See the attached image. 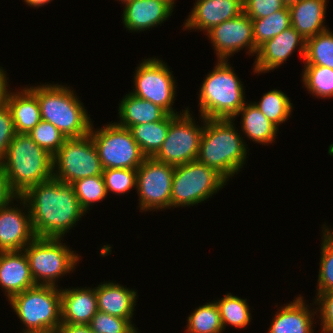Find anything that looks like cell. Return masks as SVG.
Segmentation results:
<instances>
[{
  "label": "cell",
  "mask_w": 333,
  "mask_h": 333,
  "mask_svg": "<svg viewBox=\"0 0 333 333\" xmlns=\"http://www.w3.org/2000/svg\"><path fill=\"white\" fill-rule=\"evenodd\" d=\"M15 200L21 208L13 201L0 208V252L22 251L36 237L26 201L21 196Z\"/></svg>",
  "instance_id": "cell-15"
},
{
  "label": "cell",
  "mask_w": 333,
  "mask_h": 333,
  "mask_svg": "<svg viewBox=\"0 0 333 333\" xmlns=\"http://www.w3.org/2000/svg\"><path fill=\"white\" fill-rule=\"evenodd\" d=\"M302 84L313 97L333 98V69L326 66L304 65Z\"/></svg>",
  "instance_id": "cell-30"
},
{
  "label": "cell",
  "mask_w": 333,
  "mask_h": 333,
  "mask_svg": "<svg viewBox=\"0 0 333 333\" xmlns=\"http://www.w3.org/2000/svg\"><path fill=\"white\" fill-rule=\"evenodd\" d=\"M61 323L89 325L97 313L95 287L60 289Z\"/></svg>",
  "instance_id": "cell-21"
},
{
  "label": "cell",
  "mask_w": 333,
  "mask_h": 333,
  "mask_svg": "<svg viewBox=\"0 0 333 333\" xmlns=\"http://www.w3.org/2000/svg\"><path fill=\"white\" fill-rule=\"evenodd\" d=\"M163 1H165L167 4H169L173 9H174V6H176V5H174V4H176L175 0H163Z\"/></svg>",
  "instance_id": "cell-46"
},
{
  "label": "cell",
  "mask_w": 333,
  "mask_h": 333,
  "mask_svg": "<svg viewBox=\"0 0 333 333\" xmlns=\"http://www.w3.org/2000/svg\"><path fill=\"white\" fill-rule=\"evenodd\" d=\"M206 36L218 60H228L244 48L248 55L255 56L258 49L254 45L252 19L244 12L213 27Z\"/></svg>",
  "instance_id": "cell-14"
},
{
  "label": "cell",
  "mask_w": 333,
  "mask_h": 333,
  "mask_svg": "<svg viewBox=\"0 0 333 333\" xmlns=\"http://www.w3.org/2000/svg\"><path fill=\"white\" fill-rule=\"evenodd\" d=\"M234 121L235 119L205 118L196 159L216 169L228 181L242 171L249 153L247 142L243 139L245 137H242Z\"/></svg>",
  "instance_id": "cell-2"
},
{
  "label": "cell",
  "mask_w": 333,
  "mask_h": 333,
  "mask_svg": "<svg viewBox=\"0 0 333 333\" xmlns=\"http://www.w3.org/2000/svg\"><path fill=\"white\" fill-rule=\"evenodd\" d=\"M175 166L146 157L137 168L136 193L141 212L171 209V190Z\"/></svg>",
  "instance_id": "cell-13"
},
{
  "label": "cell",
  "mask_w": 333,
  "mask_h": 333,
  "mask_svg": "<svg viewBox=\"0 0 333 333\" xmlns=\"http://www.w3.org/2000/svg\"><path fill=\"white\" fill-rule=\"evenodd\" d=\"M186 333H222L218 306L211 301L194 309L187 317Z\"/></svg>",
  "instance_id": "cell-32"
},
{
  "label": "cell",
  "mask_w": 333,
  "mask_h": 333,
  "mask_svg": "<svg viewBox=\"0 0 333 333\" xmlns=\"http://www.w3.org/2000/svg\"><path fill=\"white\" fill-rule=\"evenodd\" d=\"M327 0H300L288 5L291 26L306 40L327 30Z\"/></svg>",
  "instance_id": "cell-23"
},
{
  "label": "cell",
  "mask_w": 333,
  "mask_h": 333,
  "mask_svg": "<svg viewBox=\"0 0 333 333\" xmlns=\"http://www.w3.org/2000/svg\"><path fill=\"white\" fill-rule=\"evenodd\" d=\"M228 180L216 169L195 160L175 166L171 207H190L211 199L222 190Z\"/></svg>",
  "instance_id": "cell-8"
},
{
  "label": "cell",
  "mask_w": 333,
  "mask_h": 333,
  "mask_svg": "<svg viewBox=\"0 0 333 333\" xmlns=\"http://www.w3.org/2000/svg\"><path fill=\"white\" fill-rule=\"evenodd\" d=\"M119 1H121V3L124 5V4L128 3V2H130L131 0H119Z\"/></svg>",
  "instance_id": "cell-48"
},
{
  "label": "cell",
  "mask_w": 333,
  "mask_h": 333,
  "mask_svg": "<svg viewBox=\"0 0 333 333\" xmlns=\"http://www.w3.org/2000/svg\"><path fill=\"white\" fill-rule=\"evenodd\" d=\"M283 1L288 6V5L292 4V3H295V2L300 1V0H283Z\"/></svg>",
  "instance_id": "cell-47"
},
{
  "label": "cell",
  "mask_w": 333,
  "mask_h": 333,
  "mask_svg": "<svg viewBox=\"0 0 333 333\" xmlns=\"http://www.w3.org/2000/svg\"><path fill=\"white\" fill-rule=\"evenodd\" d=\"M17 195L11 190L7 174L0 163V208H3L11 201H15Z\"/></svg>",
  "instance_id": "cell-42"
},
{
  "label": "cell",
  "mask_w": 333,
  "mask_h": 333,
  "mask_svg": "<svg viewBox=\"0 0 333 333\" xmlns=\"http://www.w3.org/2000/svg\"><path fill=\"white\" fill-rule=\"evenodd\" d=\"M28 206L36 237L63 238L85 215L73 184L52 178L21 196Z\"/></svg>",
  "instance_id": "cell-1"
},
{
  "label": "cell",
  "mask_w": 333,
  "mask_h": 333,
  "mask_svg": "<svg viewBox=\"0 0 333 333\" xmlns=\"http://www.w3.org/2000/svg\"><path fill=\"white\" fill-rule=\"evenodd\" d=\"M107 194L124 195L135 188L137 184V169H103L102 173Z\"/></svg>",
  "instance_id": "cell-36"
},
{
  "label": "cell",
  "mask_w": 333,
  "mask_h": 333,
  "mask_svg": "<svg viewBox=\"0 0 333 333\" xmlns=\"http://www.w3.org/2000/svg\"><path fill=\"white\" fill-rule=\"evenodd\" d=\"M23 251L36 285L58 286V280L73 272L81 257L62 238L35 237Z\"/></svg>",
  "instance_id": "cell-7"
},
{
  "label": "cell",
  "mask_w": 333,
  "mask_h": 333,
  "mask_svg": "<svg viewBox=\"0 0 333 333\" xmlns=\"http://www.w3.org/2000/svg\"><path fill=\"white\" fill-rule=\"evenodd\" d=\"M261 100L252 102L277 128L292 115L293 103L288 95L272 89L262 95Z\"/></svg>",
  "instance_id": "cell-29"
},
{
  "label": "cell",
  "mask_w": 333,
  "mask_h": 333,
  "mask_svg": "<svg viewBox=\"0 0 333 333\" xmlns=\"http://www.w3.org/2000/svg\"><path fill=\"white\" fill-rule=\"evenodd\" d=\"M89 134L103 169H137L146 158L129 128L122 127L116 122H110L97 129L92 123Z\"/></svg>",
  "instance_id": "cell-9"
},
{
  "label": "cell",
  "mask_w": 333,
  "mask_h": 333,
  "mask_svg": "<svg viewBox=\"0 0 333 333\" xmlns=\"http://www.w3.org/2000/svg\"><path fill=\"white\" fill-rule=\"evenodd\" d=\"M172 72L167 63L158 57L142 59V62L138 64L135 72H133V86H135V89H132L133 91L130 93L141 99L151 101L164 109L169 115H180L187 108L182 109V112L173 109L177 96V85Z\"/></svg>",
  "instance_id": "cell-10"
},
{
  "label": "cell",
  "mask_w": 333,
  "mask_h": 333,
  "mask_svg": "<svg viewBox=\"0 0 333 333\" xmlns=\"http://www.w3.org/2000/svg\"><path fill=\"white\" fill-rule=\"evenodd\" d=\"M178 115H167L163 120L137 124L129 130L146 157H153L166 139L171 122Z\"/></svg>",
  "instance_id": "cell-27"
},
{
  "label": "cell",
  "mask_w": 333,
  "mask_h": 333,
  "mask_svg": "<svg viewBox=\"0 0 333 333\" xmlns=\"http://www.w3.org/2000/svg\"><path fill=\"white\" fill-rule=\"evenodd\" d=\"M240 114L242 117L240 122L242 130L240 132L245 137L260 145L275 142L279 128L272 124L252 102L248 103L247 101L234 118Z\"/></svg>",
  "instance_id": "cell-26"
},
{
  "label": "cell",
  "mask_w": 333,
  "mask_h": 333,
  "mask_svg": "<svg viewBox=\"0 0 333 333\" xmlns=\"http://www.w3.org/2000/svg\"><path fill=\"white\" fill-rule=\"evenodd\" d=\"M51 333H93L89 325L61 323L58 330Z\"/></svg>",
  "instance_id": "cell-43"
},
{
  "label": "cell",
  "mask_w": 333,
  "mask_h": 333,
  "mask_svg": "<svg viewBox=\"0 0 333 333\" xmlns=\"http://www.w3.org/2000/svg\"><path fill=\"white\" fill-rule=\"evenodd\" d=\"M286 6L283 0H243V12L251 19L272 15Z\"/></svg>",
  "instance_id": "cell-39"
},
{
  "label": "cell",
  "mask_w": 333,
  "mask_h": 333,
  "mask_svg": "<svg viewBox=\"0 0 333 333\" xmlns=\"http://www.w3.org/2000/svg\"><path fill=\"white\" fill-rule=\"evenodd\" d=\"M58 286L36 285L8 301L24 328L20 333H51L61 325V292Z\"/></svg>",
  "instance_id": "cell-6"
},
{
  "label": "cell",
  "mask_w": 333,
  "mask_h": 333,
  "mask_svg": "<svg viewBox=\"0 0 333 333\" xmlns=\"http://www.w3.org/2000/svg\"><path fill=\"white\" fill-rule=\"evenodd\" d=\"M28 88L37 96L41 120L53 124L66 138L89 134L92 124L90 114L73 88L62 83H45Z\"/></svg>",
  "instance_id": "cell-3"
},
{
  "label": "cell",
  "mask_w": 333,
  "mask_h": 333,
  "mask_svg": "<svg viewBox=\"0 0 333 333\" xmlns=\"http://www.w3.org/2000/svg\"><path fill=\"white\" fill-rule=\"evenodd\" d=\"M0 163L11 190L17 196L53 178V156L39 147L28 134H15Z\"/></svg>",
  "instance_id": "cell-4"
},
{
  "label": "cell",
  "mask_w": 333,
  "mask_h": 333,
  "mask_svg": "<svg viewBox=\"0 0 333 333\" xmlns=\"http://www.w3.org/2000/svg\"><path fill=\"white\" fill-rule=\"evenodd\" d=\"M53 0H24V2L26 3V5L30 6V7H35V8H39V7H43L44 5H47L48 3L52 2Z\"/></svg>",
  "instance_id": "cell-45"
},
{
  "label": "cell",
  "mask_w": 333,
  "mask_h": 333,
  "mask_svg": "<svg viewBox=\"0 0 333 333\" xmlns=\"http://www.w3.org/2000/svg\"><path fill=\"white\" fill-rule=\"evenodd\" d=\"M254 45L258 48L265 41L277 36L291 26L288 6L272 15L252 19Z\"/></svg>",
  "instance_id": "cell-33"
},
{
  "label": "cell",
  "mask_w": 333,
  "mask_h": 333,
  "mask_svg": "<svg viewBox=\"0 0 333 333\" xmlns=\"http://www.w3.org/2000/svg\"><path fill=\"white\" fill-rule=\"evenodd\" d=\"M189 109L187 107L171 122L165 141L153 156L157 161L178 166L197 159L205 118L199 117V121L203 122L200 127Z\"/></svg>",
  "instance_id": "cell-12"
},
{
  "label": "cell",
  "mask_w": 333,
  "mask_h": 333,
  "mask_svg": "<svg viewBox=\"0 0 333 333\" xmlns=\"http://www.w3.org/2000/svg\"><path fill=\"white\" fill-rule=\"evenodd\" d=\"M50 155H54L67 139L53 124L41 120L28 134Z\"/></svg>",
  "instance_id": "cell-37"
},
{
  "label": "cell",
  "mask_w": 333,
  "mask_h": 333,
  "mask_svg": "<svg viewBox=\"0 0 333 333\" xmlns=\"http://www.w3.org/2000/svg\"><path fill=\"white\" fill-rule=\"evenodd\" d=\"M304 65L333 69V33L330 29L306 39Z\"/></svg>",
  "instance_id": "cell-31"
},
{
  "label": "cell",
  "mask_w": 333,
  "mask_h": 333,
  "mask_svg": "<svg viewBox=\"0 0 333 333\" xmlns=\"http://www.w3.org/2000/svg\"><path fill=\"white\" fill-rule=\"evenodd\" d=\"M72 184L80 207L86 213L94 203L101 202L108 196L102 175L82 178Z\"/></svg>",
  "instance_id": "cell-35"
},
{
  "label": "cell",
  "mask_w": 333,
  "mask_h": 333,
  "mask_svg": "<svg viewBox=\"0 0 333 333\" xmlns=\"http://www.w3.org/2000/svg\"><path fill=\"white\" fill-rule=\"evenodd\" d=\"M123 9L122 23L133 33L161 26L174 12L163 0H131Z\"/></svg>",
  "instance_id": "cell-18"
},
{
  "label": "cell",
  "mask_w": 333,
  "mask_h": 333,
  "mask_svg": "<svg viewBox=\"0 0 333 333\" xmlns=\"http://www.w3.org/2000/svg\"><path fill=\"white\" fill-rule=\"evenodd\" d=\"M322 244L320 248L319 272L316 287V296L320 293L333 291V230L323 224Z\"/></svg>",
  "instance_id": "cell-34"
},
{
  "label": "cell",
  "mask_w": 333,
  "mask_h": 333,
  "mask_svg": "<svg viewBox=\"0 0 333 333\" xmlns=\"http://www.w3.org/2000/svg\"><path fill=\"white\" fill-rule=\"evenodd\" d=\"M103 167L90 134L67 138L53 155V178L65 183L102 175Z\"/></svg>",
  "instance_id": "cell-11"
},
{
  "label": "cell",
  "mask_w": 333,
  "mask_h": 333,
  "mask_svg": "<svg viewBox=\"0 0 333 333\" xmlns=\"http://www.w3.org/2000/svg\"><path fill=\"white\" fill-rule=\"evenodd\" d=\"M116 281H106L95 287L97 308L112 316L128 319L133 324L136 309L137 291L127 288Z\"/></svg>",
  "instance_id": "cell-22"
},
{
  "label": "cell",
  "mask_w": 333,
  "mask_h": 333,
  "mask_svg": "<svg viewBox=\"0 0 333 333\" xmlns=\"http://www.w3.org/2000/svg\"><path fill=\"white\" fill-rule=\"evenodd\" d=\"M36 286L25 252H0V287L6 299Z\"/></svg>",
  "instance_id": "cell-19"
},
{
  "label": "cell",
  "mask_w": 333,
  "mask_h": 333,
  "mask_svg": "<svg viewBox=\"0 0 333 333\" xmlns=\"http://www.w3.org/2000/svg\"><path fill=\"white\" fill-rule=\"evenodd\" d=\"M284 305L274 315L267 333H314L317 308L311 309L301 295Z\"/></svg>",
  "instance_id": "cell-20"
},
{
  "label": "cell",
  "mask_w": 333,
  "mask_h": 333,
  "mask_svg": "<svg viewBox=\"0 0 333 333\" xmlns=\"http://www.w3.org/2000/svg\"><path fill=\"white\" fill-rule=\"evenodd\" d=\"M214 301L218 306L223 330H225L227 325H231L236 329H243L250 325L252 314L247 299L227 293L221 299Z\"/></svg>",
  "instance_id": "cell-28"
},
{
  "label": "cell",
  "mask_w": 333,
  "mask_h": 333,
  "mask_svg": "<svg viewBox=\"0 0 333 333\" xmlns=\"http://www.w3.org/2000/svg\"><path fill=\"white\" fill-rule=\"evenodd\" d=\"M306 40L292 27L265 41L256 52L254 74L267 73L284 64L295 49L304 60Z\"/></svg>",
  "instance_id": "cell-16"
},
{
  "label": "cell",
  "mask_w": 333,
  "mask_h": 333,
  "mask_svg": "<svg viewBox=\"0 0 333 333\" xmlns=\"http://www.w3.org/2000/svg\"><path fill=\"white\" fill-rule=\"evenodd\" d=\"M11 91L6 104L11 111L15 132L18 134H29L41 121L37 96L28 86L14 92Z\"/></svg>",
  "instance_id": "cell-24"
},
{
  "label": "cell",
  "mask_w": 333,
  "mask_h": 333,
  "mask_svg": "<svg viewBox=\"0 0 333 333\" xmlns=\"http://www.w3.org/2000/svg\"><path fill=\"white\" fill-rule=\"evenodd\" d=\"M11 111L7 104L0 106V162L3 160L8 146L15 136Z\"/></svg>",
  "instance_id": "cell-41"
},
{
  "label": "cell",
  "mask_w": 333,
  "mask_h": 333,
  "mask_svg": "<svg viewBox=\"0 0 333 333\" xmlns=\"http://www.w3.org/2000/svg\"><path fill=\"white\" fill-rule=\"evenodd\" d=\"M201 83L199 115L204 118L234 119L247 102L244 84L228 60H218Z\"/></svg>",
  "instance_id": "cell-5"
},
{
  "label": "cell",
  "mask_w": 333,
  "mask_h": 333,
  "mask_svg": "<svg viewBox=\"0 0 333 333\" xmlns=\"http://www.w3.org/2000/svg\"><path fill=\"white\" fill-rule=\"evenodd\" d=\"M242 12L243 0H195L193 9L183 23V29L207 33L213 27L237 17Z\"/></svg>",
  "instance_id": "cell-17"
},
{
  "label": "cell",
  "mask_w": 333,
  "mask_h": 333,
  "mask_svg": "<svg viewBox=\"0 0 333 333\" xmlns=\"http://www.w3.org/2000/svg\"><path fill=\"white\" fill-rule=\"evenodd\" d=\"M312 304H315L321 319V333H333V291L320 293Z\"/></svg>",
  "instance_id": "cell-40"
},
{
  "label": "cell",
  "mask_w": 333,
  "mask_h": 333,
  "mask_svg": "<svg viewBox=\"0 0 333 333\" xmlns=\"http://www.w3.org/2000/svg\"><path fill=\"white\" fill-rule=\"evenodd\" d=\"M89 326L93 333H139L136 325L128 319L112 316L99 310L91 319Z\"/></svg>",
  "instance_id": "cell-38"
},
{
  "label": "cell",
  "mask_w": 333,
  "mask_h": 333,
  "mask_svg": "<svg viewBox=\"0 0 333 333\" xmlns=\"http://www.w3.org/2000/svg\"><path fill=\"white\" fill-rule=\"evenodd\" d=\"M168 113L149 100L141 99L132 93L123 96L118 106V125L130 128L137 124L163 120Z\"/></svg>",
  "instance_id": "cell-25"
},
{
  "label": "cell",
  "mask_w": 333,
  "mask_h": 333,
  "mask_svg": "<svg viewBox=\"0 0 333 333\" xmlns=\"http://www.w3.org/2000/svg\"><path fill=\"white\" fill-rule=\"evenodd\" d=\"M6 73L5 69L0 66V106H4L7 103V98L10 92L9 83L7 82L9 78Z\"/></svg>",
  "instance_id": "cell-44"
}]
</instances>
